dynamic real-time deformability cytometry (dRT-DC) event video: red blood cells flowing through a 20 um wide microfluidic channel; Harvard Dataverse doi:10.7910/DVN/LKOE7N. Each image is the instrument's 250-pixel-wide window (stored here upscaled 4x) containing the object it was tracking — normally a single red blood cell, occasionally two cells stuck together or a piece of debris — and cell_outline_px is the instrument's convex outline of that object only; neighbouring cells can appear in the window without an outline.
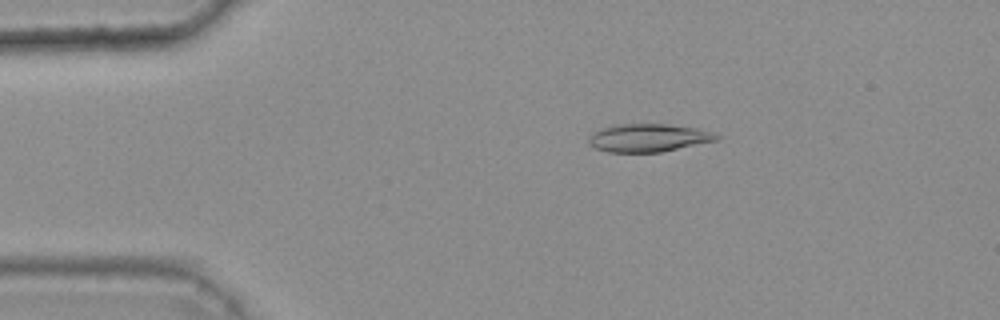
{"species": "common noctule bat (a hibernating species)", "species_latin": "Nyctalus noctula", "temperature_condition": "warm", "stored_images_in_passage": 45, "camera_frame_rate_fps": 3000, "um_per_image_px": 0.085, "animal": {"sex": "female", "body_mass_g": 25.1}, "frame": {"image": 1, "passage_image": 8, "time_ms": 2.333, "image_size_px": [1000, 320], "cell_outline_px": [[720, 136], [716, 140], [660, 152], [608, 152], [596, 148], [588, 140], [588, 136], [592, 132], [616, 124], [664, 124], [696, 128], [712, 132]], "centroid_in_image_um": [55.08, 11.71], "position_along_channel_um": 29.9, "area_um2": 20.52}}
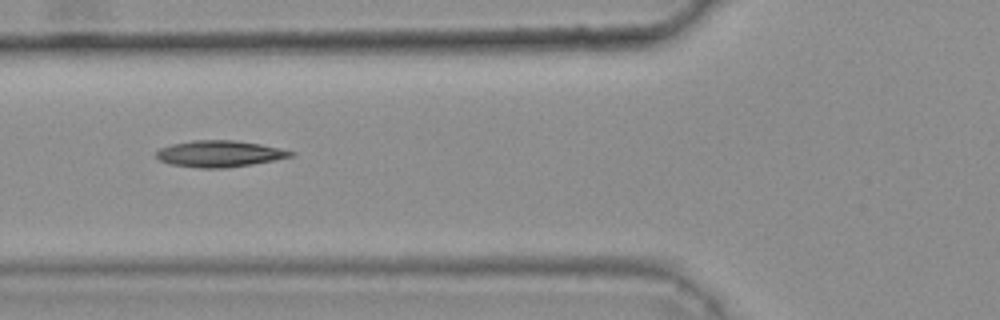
{"frame": {"image": 2, "passage_image": 18, "time_ms": 5.667, "image_size_px": [1000, 320], "cell_outline_px": [[296, 156], [252, 164], [224, 168], [200, 168], [168, 164], [160, 160], [156, 156], [156, 152], [160, 148], [172, 144], [192, 140], [236, 140], [260, 144], [296, 152]], "centroid_in_image_um": [18.66, 13.07], "position_along_channel_um": 107.1, "area_um2": 20.75}}
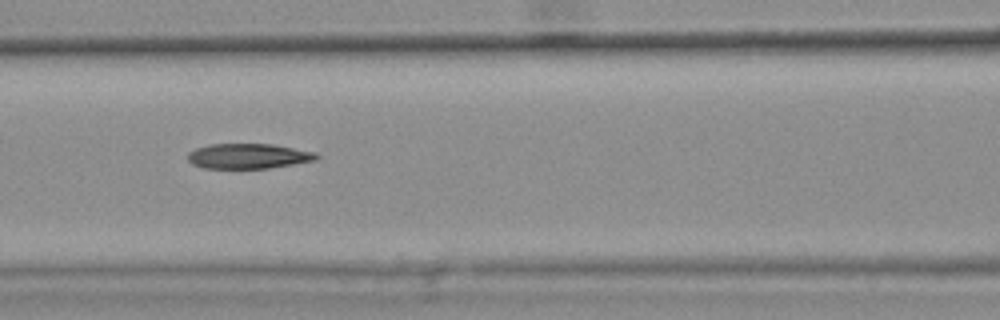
{"frame": {"image": 3, "passage_image": 21, "time_ms": 6.667, "image_size_px": [1000, 320], "cell_outline_px": [[320, 156], [316, 160], [268, 168], [204, 168], [192, 164], [188, 160], [188, 152], [196, 148], [208, 144], [272, 144], [316, 152]], "centroid_in_image_um": [21.1, 13.26], "position_along_channel_um": 145.5, "area_um2": 18.79}, "authors_computed_cell_mechanics": {"area_um2": 19.8832, "velocity_mm_per_s": 3.831, "shape_relaxation_time_tau1_ms": null, "shape_relaxation_time_tau2_ms": 8.5739, "deformation_change_tau1": null, "deformation_change_tau2": 0.2129}}